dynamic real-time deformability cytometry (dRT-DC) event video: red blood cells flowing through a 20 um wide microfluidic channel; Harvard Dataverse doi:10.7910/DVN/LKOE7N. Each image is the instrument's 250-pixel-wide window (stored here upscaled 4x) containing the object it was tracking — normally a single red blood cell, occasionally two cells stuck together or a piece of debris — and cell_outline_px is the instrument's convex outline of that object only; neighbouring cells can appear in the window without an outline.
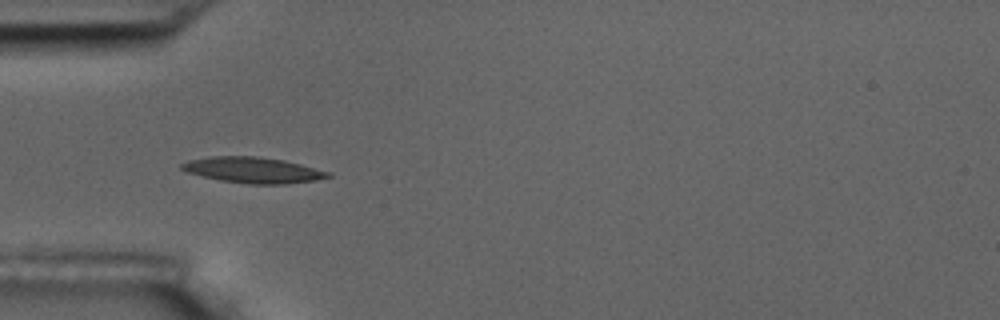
{"species": "common noctule bat (a hibernating species)", "species_latin": "Nyctalus noctula", "temperature_condition": "room temperature", "stored_images_in_passage": 2, "camera_frame_rate_fps": 3000, "um_per_image_px": 0.085, "animal": {"sex": "male", "body_mass_g": 17.5, "forearm_length_mm": 52.3}, "frame": {"image": 1, "passage_image": 1, "time_ms": 0.0, "image_size_px": [1000, 320], "cell_outline_px": [[332, 176], [316, 180], [284, 184], [248, 184], [220, 180], [184, 172], [180, 168], [180, 164], [188, 160], [208, 156], [256, 156], [284, 160], [332, 172]], "centroid_in_image_um": [21.48, 14.45], "position_along_channel_um": 63.5, "area_um2": 22.2}}